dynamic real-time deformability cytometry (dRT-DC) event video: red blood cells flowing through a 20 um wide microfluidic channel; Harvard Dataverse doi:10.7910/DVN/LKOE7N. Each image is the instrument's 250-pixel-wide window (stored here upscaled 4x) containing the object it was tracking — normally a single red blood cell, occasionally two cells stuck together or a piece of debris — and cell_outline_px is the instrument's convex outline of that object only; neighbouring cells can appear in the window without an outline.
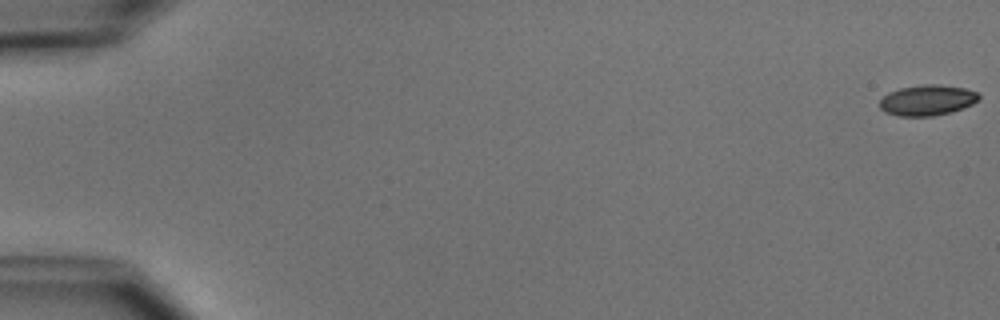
{"species": "common noctule bat (a hibernating species)", "species_latin": "Nyctalus noctula", "temperature_condition": "cold", "stored_images_in_passage": 2, "camera_frame_rate_fps": 3000, "um_per_image_px": 0.085, "animal": {"sex": "male", "body_mass_g": 15.6}, "frame": {"image": 1, "passage_image": 1, "time_ms": 0.0, "image_size_px": [1000, 320], "cell_outline_px": [[980, 96], [972, 104], [952, 112], [932, 116], [900, 116], [884, 112], [880, 108], [880, 100], [888, 92], [900, 88], [924, 84], [936, 84], [964, 88], [980, 92]], "centroid_in_image_um": [78.81, 8.51], "position_along_channel_um": 6.2, "area_um2": 17.69}}